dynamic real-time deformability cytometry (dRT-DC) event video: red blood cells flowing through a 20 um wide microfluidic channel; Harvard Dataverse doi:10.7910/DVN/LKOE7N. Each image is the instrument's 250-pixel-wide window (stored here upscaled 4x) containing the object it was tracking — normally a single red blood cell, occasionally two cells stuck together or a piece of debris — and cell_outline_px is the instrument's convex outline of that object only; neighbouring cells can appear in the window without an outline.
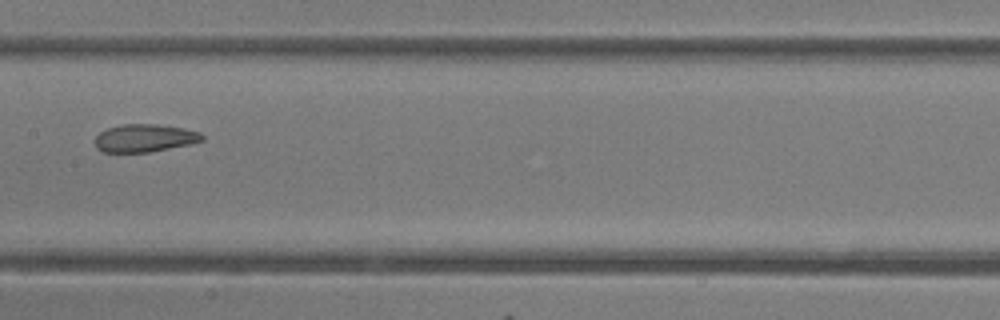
{"species": "common noctule bat (a hibernating species)", "species_latin": "Nyctalus noctula", "temperature_condition": "room temperature", "stored_images_in_passage": 31, "camera_frame_rate_fps": 3000, "um_per_image_px": 0.085, "animal": {"sex": "female"}, "frame": {"image": 1, "passage_image": 10, "time_ms": 3.0, "image_size_px": [1000, 320], "cell_outline_px": [[204, 140], [188, 144], [148, 152], [104, 152], [96, 148], [92, 140], [100, 132], [108, 128], [120, 124], [156, 124], [184, 128], [200, 132], [204, 136]], "centroid_in_image_um": [12.25, 11.73], "position_along_channel_um": 195.2, "area_um2": 17.4}}
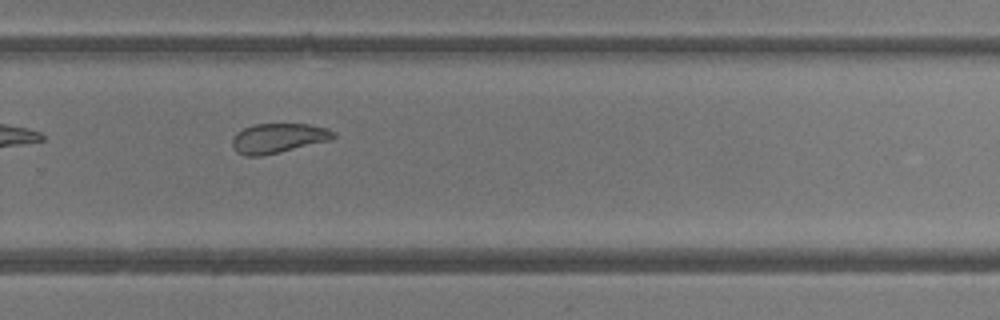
{"frame": {"image": 2, "passage_image": 18, "time_ms": 5.667, "image_size_px": [1000, 320], "cell_outline_px": [[336, 136], [332, 140], [280, 152], [260, 156], [244, 156], [236, 152], [232, 144], [232, 140], [236, 132], [244, 128], [256, 124], [308, 124], [328, 128], [336, 132]], "centroid_in_image_um": [23.67, 11.74], "position_along_channel_um": 306.1, "area_um2": 17.63}, "authors_computed_cell_mechanics": {"area_um2": 17.9758, "velocity_mm_per_s": 4.1907, "shape_relaxation_time_tau1_ms": 5.4176, "shape_relaxation_time_tau2_ms": 1.8007, "deformation_change_tau1": 0.1384, "deformation_change_tau2": 0.0794}}